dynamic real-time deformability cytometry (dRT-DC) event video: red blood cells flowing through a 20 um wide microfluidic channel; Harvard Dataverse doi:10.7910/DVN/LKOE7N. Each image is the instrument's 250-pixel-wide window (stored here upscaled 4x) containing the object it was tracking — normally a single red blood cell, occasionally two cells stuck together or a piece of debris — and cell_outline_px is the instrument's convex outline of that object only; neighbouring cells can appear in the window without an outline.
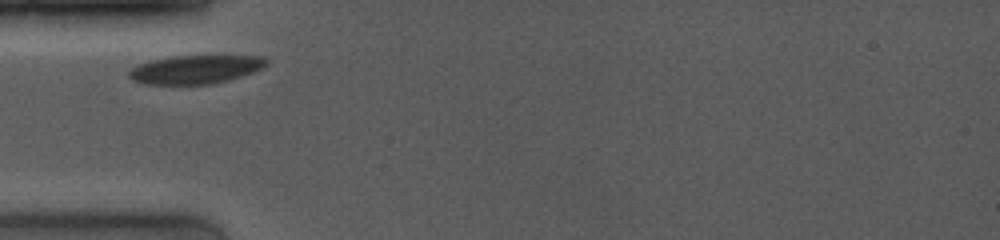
{"species": "common noctule bat (a hibernating species)", "species_latin": "Nyctalus noctula", "temperature_condition": "room temperature", "stored_images_in_passage": 2, "camera_frame_rate_fps": 4000, "um_per_image_px": 0.085, "animal": {"sex": "female", "body_mass_g": 19.0, "forearm_length_mm": 53.3}, "frame": {"image": 1, "passage_image": 1, "time_ms": 0.0, "image_size_px": [1000, 240], "cell_outline_px": [[268, 64], [264, 68], [228, 80], [212, 84], [144, 84], [132, 80], [128, 76], [128, 72], [132, 68], [140, 64], [152, 60], [172, 56], [264, 56], [268, 60]], "centroid_in_image_um": [16.63, 5.9], "position_along_channel_um": 68.4, "area_um2": 22.77}}